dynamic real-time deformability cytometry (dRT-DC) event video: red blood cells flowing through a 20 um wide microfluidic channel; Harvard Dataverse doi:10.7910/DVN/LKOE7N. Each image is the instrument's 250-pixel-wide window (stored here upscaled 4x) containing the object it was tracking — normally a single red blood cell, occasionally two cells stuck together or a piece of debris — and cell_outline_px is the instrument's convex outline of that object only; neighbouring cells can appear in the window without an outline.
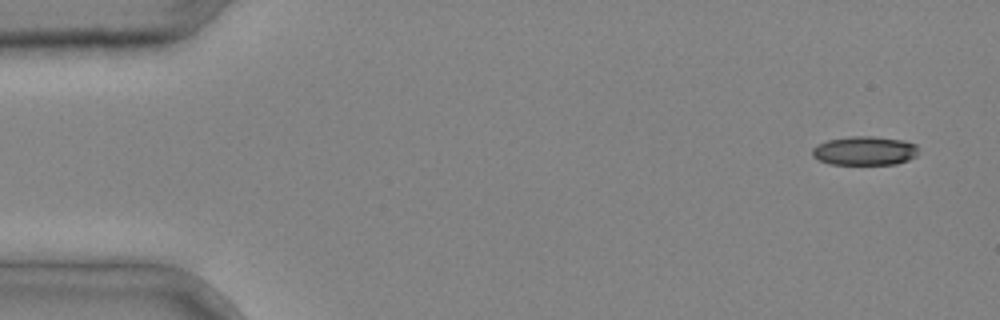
{"species": "common noctule bat (a hibernating species)", "species_latin": "Nyctalus noctula", "temperature_condition": "cold", "stored_images_in_passage": 4, "camera_frame_rate_fps": 3000, "um_per_image_px": 0.085, "animal": {"sex": "male", "body_mass_g": 20.4}, "frame": {"image": 1, "passage_image": 1, "time_ms": 0.0, "image_size_px": [1000, 320], "cell_outline_px": [[916, 156], [908, 160], [896, 164], [828, 164], [812, 156], [812, 148], [816, 144], [828, 140], [848, 136], [872, 136], [904, 140], [916, 144]], "centroid_in_image_um": [73.46, 12.81], "position_along_channel_um": 11.5, "area_um2": 17.98}}
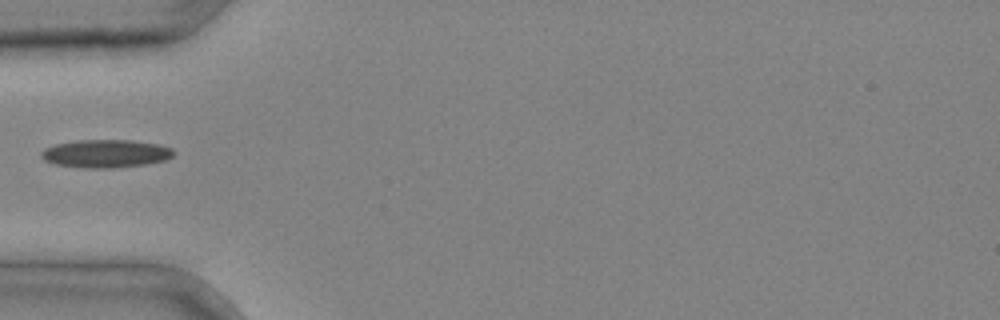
{"frame": {"image": 2, "passage_image": 4, "time_ms": 1.0, "image_size_px": [1000, 320], "cell_outline_px": [[176, 152], [172, 156], [164, 160], [148, 164], [112, 168], [84, 168], [56, 164], [44, 160], [40, 156], [40, 152], [44, 148], [56, 144], [80, 140], [132, 140], [160, 144], [172, 148]], "centroid_in_image_um": [9.0, 13.05], "position_along_channel_um": 76.0, "area_um2": 21.73}}